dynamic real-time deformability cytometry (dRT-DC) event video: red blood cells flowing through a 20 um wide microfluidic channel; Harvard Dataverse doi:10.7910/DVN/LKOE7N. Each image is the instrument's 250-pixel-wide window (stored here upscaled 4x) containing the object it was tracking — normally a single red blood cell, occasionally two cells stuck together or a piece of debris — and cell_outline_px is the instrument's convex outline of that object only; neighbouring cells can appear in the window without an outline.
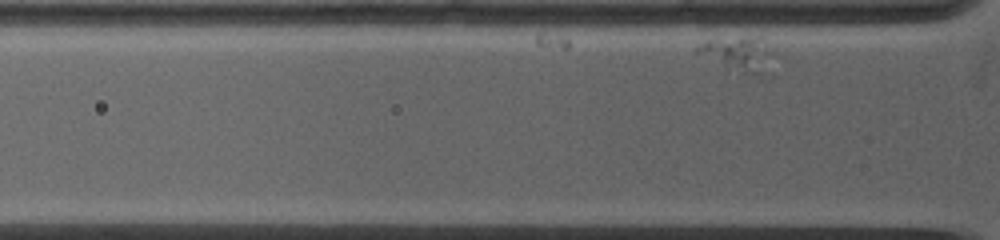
{"species": "common noctule bat (a hibernating species)", "species_latin": "Nyctalus noctula", "temperature_condition": "warm", "stored_images_in_passage": 3, "camera_frame_rate_fps": 5000, "um_per_image_px": 0.085, "animal": {"sex": "female", "body_mass_g": 19.0, "forearm_length_mm": 53.3}, "frame": {"image": 1, "passage_image": 3, "time_ms": 0.6, "image_size_px": [1000, 240], "cell_outline_px": [[776, 52], [760, 72], [756, 76], [744, 72], [692, 52], [692, 48], [716, 36], [764, 36]], "centroid_in_image_um": [62.74, 4.44], "position_along_channel_um": 63.1, "area_um2": 15.43}}